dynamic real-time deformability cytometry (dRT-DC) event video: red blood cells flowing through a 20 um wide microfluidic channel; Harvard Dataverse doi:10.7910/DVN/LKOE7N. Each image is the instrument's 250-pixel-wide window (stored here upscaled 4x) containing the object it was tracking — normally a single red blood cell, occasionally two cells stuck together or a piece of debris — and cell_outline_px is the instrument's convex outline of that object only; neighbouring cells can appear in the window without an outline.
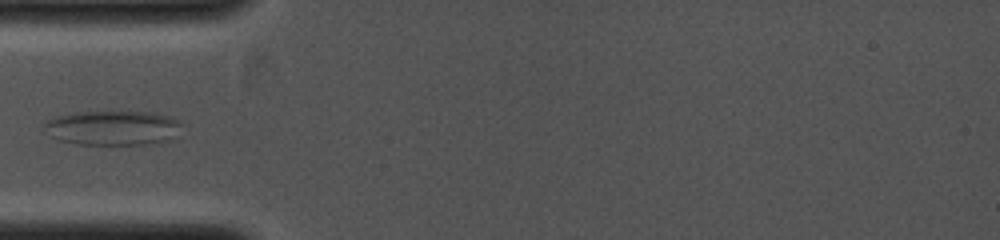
{"species": "common noctule bat (a hibernating species)", "species_latin": "Nyctalus noctula", "temperature_condition": "cold", "stored_images_in_passage": 14, "camera_frame_rate_fps": 4000, "um_per_image_px": 0.085, "animal": {"sex": "female", "body_mass_g": 19.0, "forearm_length_mm": 53.3}, "frame": {"image": 1, "passage_image": 6, "time_ms": 1.25, "image_size_px": [1000, 240], "cell_outline_px": [[184, 124], [168, 140], [144, 144], [76, 144], [60, 140], [52, 136], [40, 128], [48, 120], [56, 116], [72, 112], [152, 112], [172, 116]], "centroid_in_image_um": [9.55, 10.85], "position_along_channel_um": 75.4, "area_um2": 27.69}}
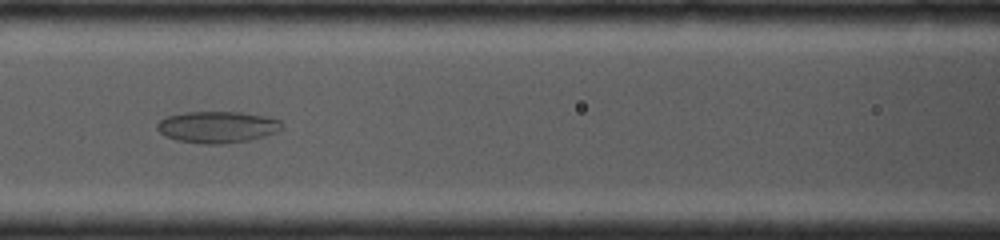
{"frame": {"image": 2, "passage_image": 10, "time_ms": 2.25, "image_size_px": [1000, 240], "cell_outline_px": [[284, 128], [264, 136], [248, 140], [224, 144], [204, 144], [176, 140], [160, 132], [156, 128], [156, 124], [160, 120], [168, 116], [184, 112], [240, 112], [264, 116], [280, 120]], "centroid_in_image_um": [18.47, 10.79], "position_along_channel_um": 148.1, "area_um2": 22.83}}
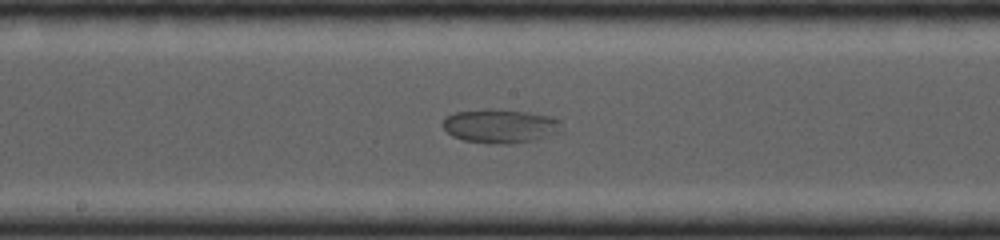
{"frame": {"image": 3, "passage_image": 13, "time_ms": 3.0, "image_size_px": [1000, 240], "cell_outline_px": [[564, 128], [556, 132], [532, 140], [508, 144], [488, 144], [464, 140], [452, 136], [444, 128], [444, 116], [456, 112], [484, 108], [492, 108], [528, 112], [552, 116], [560, 120]], "centroid_in_image_um": [42.5, 10.69], "position_along_channel_um": 205.7, "area_um2": 23.58}}